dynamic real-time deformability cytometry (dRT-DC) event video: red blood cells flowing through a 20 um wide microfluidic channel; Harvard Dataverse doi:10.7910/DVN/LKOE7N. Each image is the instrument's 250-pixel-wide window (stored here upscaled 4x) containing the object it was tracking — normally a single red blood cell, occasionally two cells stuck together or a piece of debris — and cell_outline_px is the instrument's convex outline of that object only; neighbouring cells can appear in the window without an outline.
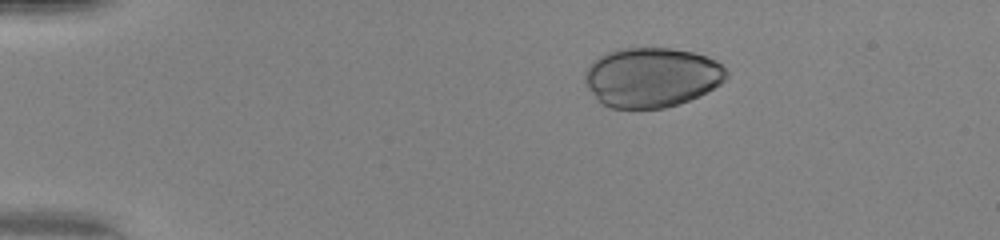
{"species": "human", "species_latin": "Homo sapiens", "temperature_condition": "warm", "stored_images_in_passage": 35, "camera_frame_rate_fps": 3000, "um_per_image_px": 0.085, "donor": {"sex": "female"}, "frame": {"image": 1, "passage_image": 1, "time_ms": 0.0, "image_size_px": [1000, 240], "cell_outline_px": [[728, 76], [720, 84], [688, 100], [664, 108], [612, 108], [596, 100], [584, 84], [584, 72], [592, 60], [616, 48], [668, 48], [696, 52], [708, 56], [716, 60], [728, 72]], "centroid_in_image_um": [55.35, 6.55], "position_along_channel_um": 29.7, "area_um2": 49.42}}
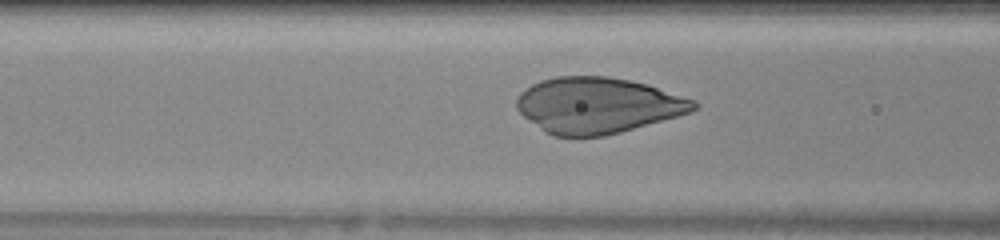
{"frame": {"image": 2, "passage_image": 13, "time_ms": 4.0, "image_size_px": [1000, 240], "cell_outline_px": [[700, 104], [692, 112], [620, 132], [604, 136], [552, 136], [544, 132], [524, 116], [516, 108], [516, 100], [520, 92], [532, 84], [540, 80], [556, 76], [608, 76], [628, 80], [644, 84], [696, 100]], "centroid_in_image_um": [50.78, 8.95], "position_along_channel_um": 115.8, "area_um2": 57.45}}
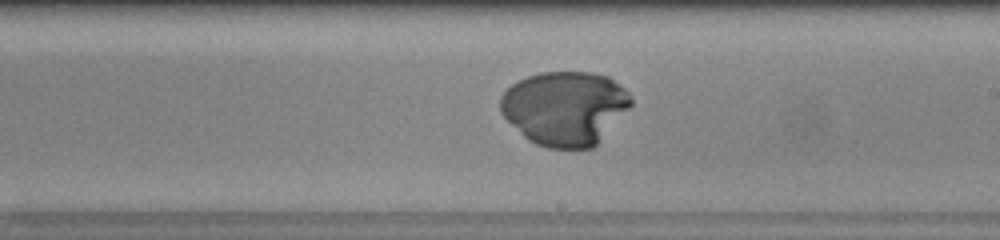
{"frame": {"image": 3, "passage_image": 22, "time_ms": 7.0, "image_size_px": [1000, 240], "cell_outline_px": [[632, 104], [596, 144], [592, 148], [548, 148], [536, 144], [528, 140], [500, 112], [500, 96], [512, 84], [528, 76], [540, 72], [592, 72], [608, 76], [624, 88], [632, 96]], "centroid_in_image_um": [48.01, 9.17], "position_along_channel_um": 241.0, "area_um2": 56.01}}